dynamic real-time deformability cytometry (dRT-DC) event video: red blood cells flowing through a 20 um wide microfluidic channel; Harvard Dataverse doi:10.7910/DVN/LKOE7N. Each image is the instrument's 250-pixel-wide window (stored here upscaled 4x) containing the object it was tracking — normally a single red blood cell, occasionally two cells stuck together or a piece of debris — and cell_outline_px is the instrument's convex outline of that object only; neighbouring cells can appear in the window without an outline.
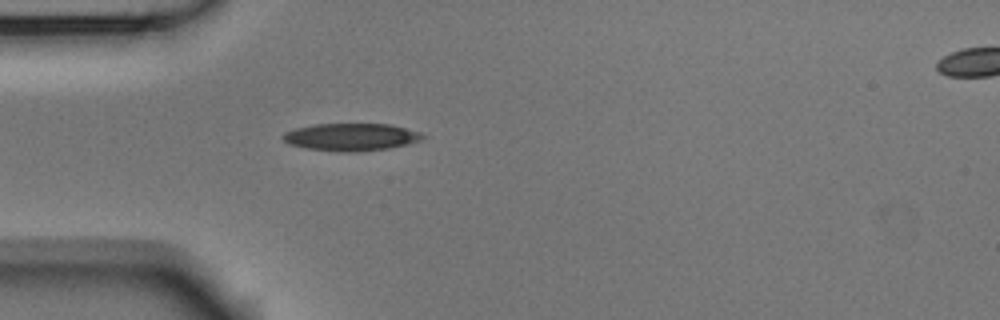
{"species": "Egyptian fruit bat (a non-hibernating species)", "species_latin": "Rousettus aegyptiacus", "temperature_condition": "room temperature", "stored_images_in_passage": 5, "segment_of_instrument_passage": [1, 2], "camera_frame_rate_fps": 3000, "um_per_image_px": 0.085, "animal": {"sex": "male"}, "frame": {"image": 1, "passage_image": 4, "time_ms": 1.0, "image_size_px": [1000, 320], "cell_outline_px": [[424, 136], [420, 140], [408, 144], [388, 148], [348, 152], [304, 148], [288, 144], [280, 136], [284, 132], [296, 128], [316, 124], [388, 124], [420, 132]], "centroid_in_image_um": [29.79, 11.64], "position_along_channel_um": 55.2, "area_um2": 22.08}}